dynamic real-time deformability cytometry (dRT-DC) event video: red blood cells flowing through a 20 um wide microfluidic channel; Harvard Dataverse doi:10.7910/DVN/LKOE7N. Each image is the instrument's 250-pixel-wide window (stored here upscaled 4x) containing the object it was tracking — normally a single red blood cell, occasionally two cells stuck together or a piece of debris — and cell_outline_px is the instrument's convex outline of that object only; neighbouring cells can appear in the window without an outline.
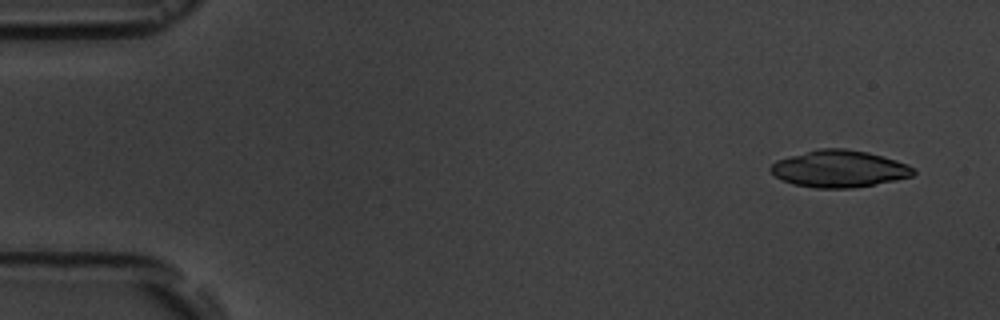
{"species": "common noctule bat (a hibernating species)", "species_latin": "Nyctalus noctula", "temperature_condition": "room temperature", "stored_images_in_passage": 6, "camera_frame_rate_fps": 3000, "um_per_image_px": 0.085, "animal": {"sex": "male", "body_mass_g": 19.5, "forearm_length_mm": 54.6}, "frame": {"image": 1, "passage_image": 1, "time_ms": 0.0, "image_size_px": [1000, 320], "cell_outline_px": [[916, 172], [912, 176], [896, 180], [852, 188], [816, 188], [792, 184], [776, 176], [768, 168], [776, 160], [820, 148], [844, 148], [868, 152], [896, 160], [908, 164]], "centroid_in_image_um": [71.34, 14.35], "position_along_channel_um": 13.7, "area_um2": 30.58}}